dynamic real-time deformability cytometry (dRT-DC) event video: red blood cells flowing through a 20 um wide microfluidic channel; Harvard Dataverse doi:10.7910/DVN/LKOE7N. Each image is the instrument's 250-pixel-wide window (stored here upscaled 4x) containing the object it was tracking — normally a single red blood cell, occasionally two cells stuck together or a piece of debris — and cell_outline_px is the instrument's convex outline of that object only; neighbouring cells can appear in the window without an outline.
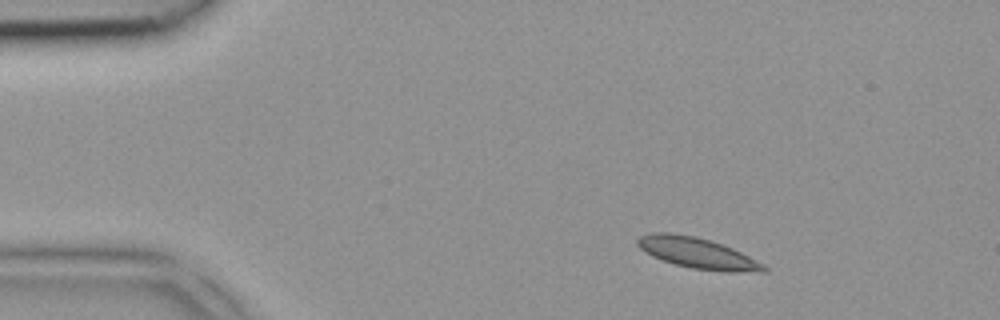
{"species": "common noctule bat (a hibernating species)", "species_latin": "Nyctalus noctula", "temperature_condition": "room temperature", "stored_images_in_passage": 3, "camera_frame_rate_fps": 3000, "um_per_image_px": 0.085, "animal": {"sex": "female", "body_mass_g": 18.4}, "frame": {"image": 1, "passage_image": 1, "time_ms": 0.0, "image_size_px": [1000, 320], "cell_outline_px": [[768, 272], [728, 272], [692, 268], [676, 264], [652, 256], [640, 248], [636, 244], [636, 240], [640, 236], [648, 232], [672, 232], [696, 236], [732, 248], [764, 264], [768, 268]], "centroid_in_image_um": [59.27, 21.5], "position_along_channel_um": 25.7, "area_um2": 22.6}}
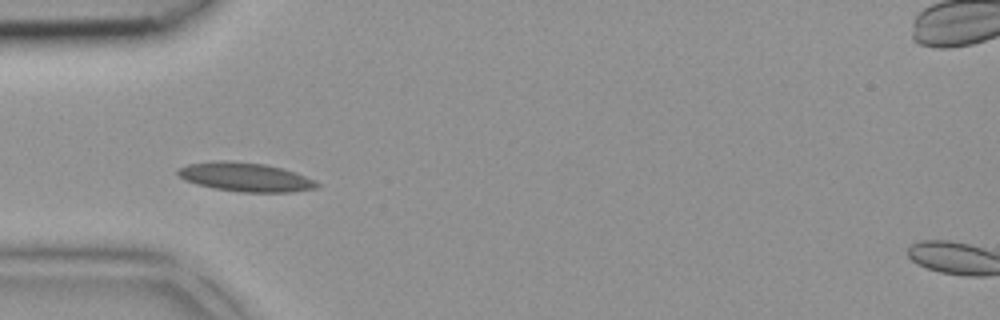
{"frame": {"image": 2, "passage_image": 3, "time_ms": 0.667, "image_size_px": [1000, 320], "cell_outline_px": [[320, 184], [316, 188], [292, 192], [240, 192], [216, 188], [196, 184], [184, 180], [176, 172], [180, 168], [188, 164], [212, 160], [228, 160], [264, 164], [284, 168], [296, 172], [316, 180]], "centroid_in_image_um": [20.88, 15.04], "position_along_channel_um": 64.1, "area_um2": 23.58}}